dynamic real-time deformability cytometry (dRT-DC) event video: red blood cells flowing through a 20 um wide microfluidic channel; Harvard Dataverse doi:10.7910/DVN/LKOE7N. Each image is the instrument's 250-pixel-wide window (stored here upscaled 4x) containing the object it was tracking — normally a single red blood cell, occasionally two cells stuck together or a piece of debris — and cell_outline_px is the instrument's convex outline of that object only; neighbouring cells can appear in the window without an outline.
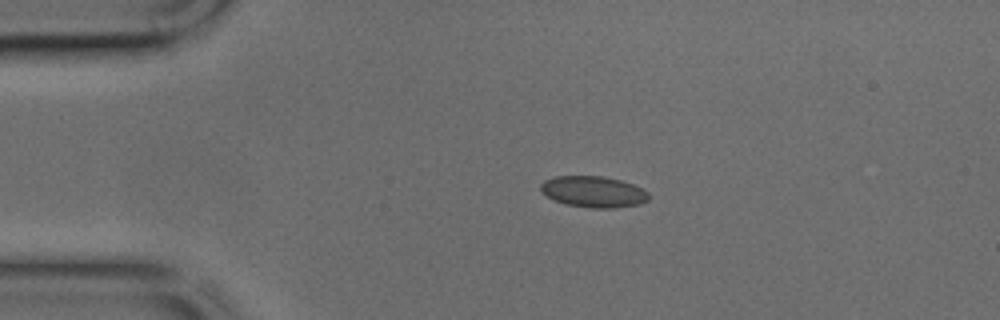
{"species": "common noctule bat (a hibernating species)", "species_latin": "Nyctalus noctula", "temperature_condition": "cold", "stored_images_in_passage": 37, "camera_frame_rate_fps": 3000, "um_per_image_px": 0.085, "animal": {"sex": "male", "body_mass_g": 17.9, "forearm_length_mm": 54.2}, "frame": {"image": 1, "passage_image": 1, "time_ms": 0.0, "image_size_px": [1000, 320], "cell_outline_px": [[648, 200], [640, 204], [616, 208], [592, 208], [564, 204], [540, 192], [540, 184], [544, 180], [556, 176], [604, 176], [620, 180], [632, 184], [648, 192]], "centroid_in_image_um": [50.42, 16.3], "position_along_channel_um": 34.6, "area_um2": 19.65}}
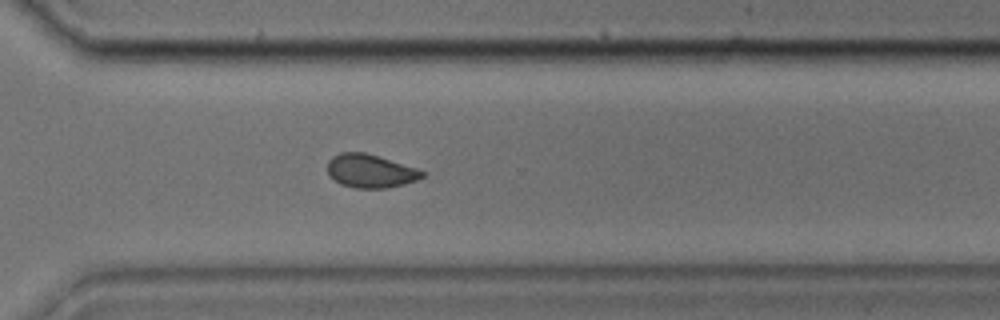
{"frame": {"image": 2, "passage_image": 24, "time_ms": 7.667, "image_size_px": [1000, 320], "cell_outline_px": [[428, 172], [424, 176], [416, 180], [404, 184], [384, 188], [356, 188], [340, 184], [328, 172], [328, 160], [332, 156], [340, 152], [364, 152], [416, 168]], "centroid_in_image_um": [31.49, 14.53], "position_along_channel_um": 339.1, "area_um2": 18.26}}
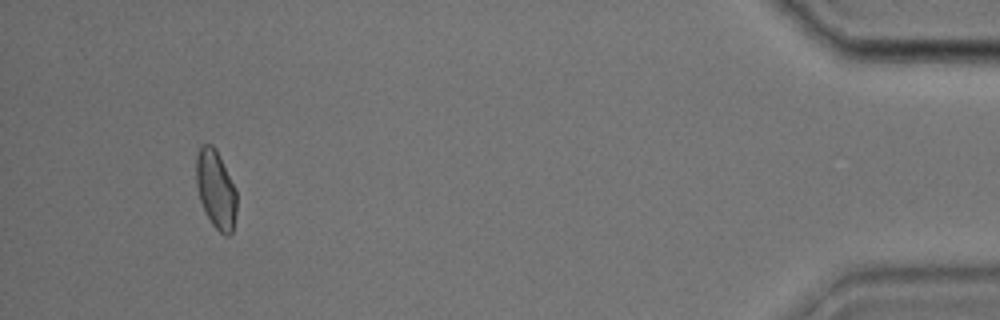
{"frame": {"image": 3, "passage_image": 34, "time_ms": 11.0, "image_size_px": [1000, 320], "cell_outline_px": [[236, 212], [232, 232], [228, 236], [224, 236], [212, 224], [200, 200], [196, 184], [196, 156], [200, 148], [204, 144], [212, 144], [216, 148], [236, 188]], "centroid_in_image_um": [18.35, 16.08], "position_along_channel_um": 416.8, "area_um2": 18.44}}